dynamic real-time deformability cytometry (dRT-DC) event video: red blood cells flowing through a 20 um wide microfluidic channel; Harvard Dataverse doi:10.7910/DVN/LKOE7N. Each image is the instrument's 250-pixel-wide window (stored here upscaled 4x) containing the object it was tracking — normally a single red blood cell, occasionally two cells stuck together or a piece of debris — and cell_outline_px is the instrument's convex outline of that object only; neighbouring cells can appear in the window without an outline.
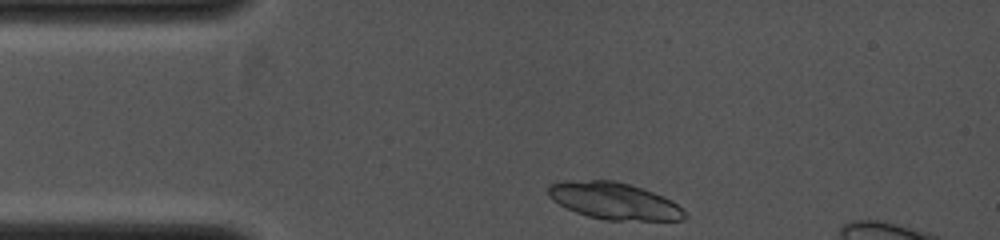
{"species": "common noctule bat (a hibernating species)", "species_latin": "Nyctalus noctula", "temperature_condition": "cold", "stored_images_in_passage": 5, "camera_frame_rate_fps": 4000, "um_per_image_px": 0.085, "animal": {"sex": "female", "body_mass_g": 19.0, "forearm_length_mm": 53.3}, "frame": {"image": 1, "passage_image": 1, "time_ms": 0.0, "image_size_px": [1000, 240], "cell_outline_px": [[688, 216], [684, 220], [604, 220], [588, 216], [576, 212], [552, 200], [548, 196], [548, 184], [560, 180], [612, 180], [628, 184], [652, 192], [672, 200]], "centroid_in_image_um": [52.15, 17.07], "position_along_channel_um": 32.8, "area_um2": 29.25}}